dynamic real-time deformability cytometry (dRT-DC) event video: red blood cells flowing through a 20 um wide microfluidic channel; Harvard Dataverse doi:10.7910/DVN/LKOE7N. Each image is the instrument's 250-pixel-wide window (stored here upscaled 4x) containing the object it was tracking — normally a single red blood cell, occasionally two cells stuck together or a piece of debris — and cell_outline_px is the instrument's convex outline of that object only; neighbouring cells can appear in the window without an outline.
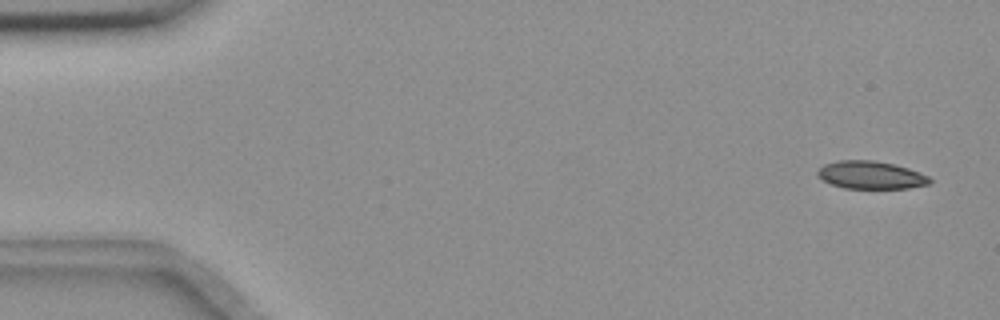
{"species": "common noctule bat (a hibernating species)", "species_latin": "Nyctalus noctula", "temperature_condition": "room temperature", "stored_images_in_passage": 56, "camera_frame_rate_fps": 3000, "um_per_image_px": 0.085, "animal": {"sex": "female", "body_mass_g": 18.4}, "frame": {"image": 1, "passage_image": 3, "time_ms": 0.667, "image_size_px": [1000, 320], "cell_outline_px": [[932, 180], [928, 184], [908, 188], [844, 188], [832, 184], [816, 176], [816, 172], [824, 164], [836, 160], [876, 160], [896, 164], [908, 168], [928, 176]], "centroid_in_image_um": [74.0, 14.86], "position_along_channel_um": 11.0, "area_um2": 18.21}}
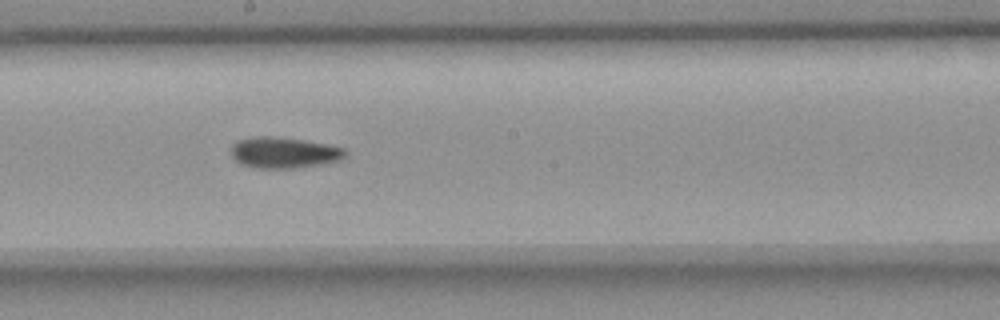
{"frame": {"image": 2, "passage_image": 31, "time_ms": 10.0, "image_size_px": [1000, 320], "cell_outline_px": [[348, 156], [340, 160], [320, 164], [296, 168], [252, 168], [240, 164], [232, 156], [232, 144], [240, 140], [260, 136], [268, 136], [304, 140], [344, 148], [348, 152]], "centroid_in_image_um": [24.15, 12.99], "position_along_channel_um": 224.0, "area_um2": 20.52}}
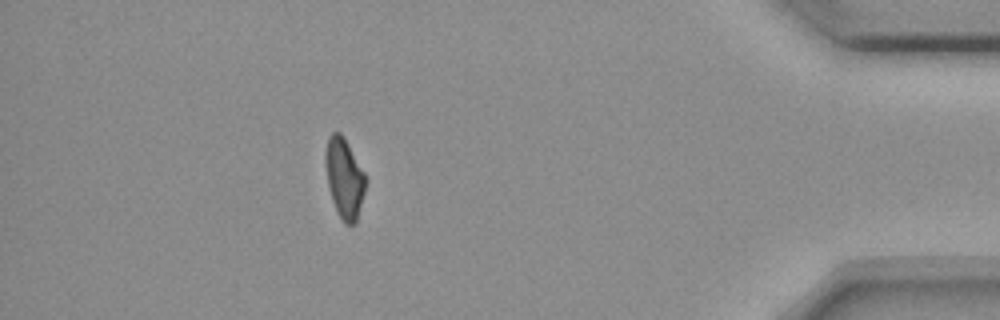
{"frame": {"image": 3, "passage_image": 50, "time_ms": 16.333, "image_size_px": [1000, 320], "cell_outline_px": [[364, 192], [356, 220], [352, 224], [344, 224], [332, 200], [328, 188], [324, 164], [324, 152], [328, 136], [332, 132], [340, 132], [344, 136], [364, 172]], "centroid_in_image_um": [29.21, 15.07], "position_along_channel_um": 406.0, "area_um2": 18.55}, "authors_computed_cell_mechanics": {"area_um2": 19.5653, "velocity_mm_per_s": 3.6525, "shape_relaxation_time_tau1_ms": 8.6581, "shape_relaxation_time_tau2_ms": 6.4796, "deformation_change_tau1": 0.1807, "deformation_change_tau2": 0.1103}}